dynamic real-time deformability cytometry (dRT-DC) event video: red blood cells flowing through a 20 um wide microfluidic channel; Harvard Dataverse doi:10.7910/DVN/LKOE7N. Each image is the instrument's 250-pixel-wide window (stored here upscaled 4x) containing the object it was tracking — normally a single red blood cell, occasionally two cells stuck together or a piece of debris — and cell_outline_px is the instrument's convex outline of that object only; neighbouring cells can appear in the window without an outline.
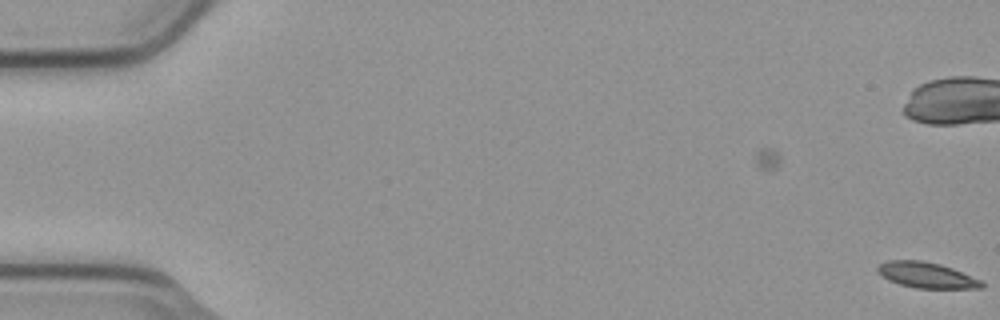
{"species": "common noctule bat (a hibernating species)", "species_latin": "Nyctalus noctula", "temperature_condition": "cold", "stored_images_in_passage": 2, "camera_frame_rate_fps": 3000, "um_per_image_px": 0.085, "animal": {"sex": "male", "body_mass_g": 23.1, "forearm_length_mm": 52.7}, "frame": {"image": 1, "passage_image": 2, "time_ms": 0.333, "image_size_px": [1000, 320], "cell_outline_px": [[984, 288], [916, 288], [900, 284], [888, 280], [876, 268], [880, 264], [888, 260], [920, 260], [940, 264], [952, 268], [980, 280], [984, 284]], "centroid_in_image_um": [78.76, 23.38], "position_along_channel_um": 6.2, "area_um2": 15.32}}